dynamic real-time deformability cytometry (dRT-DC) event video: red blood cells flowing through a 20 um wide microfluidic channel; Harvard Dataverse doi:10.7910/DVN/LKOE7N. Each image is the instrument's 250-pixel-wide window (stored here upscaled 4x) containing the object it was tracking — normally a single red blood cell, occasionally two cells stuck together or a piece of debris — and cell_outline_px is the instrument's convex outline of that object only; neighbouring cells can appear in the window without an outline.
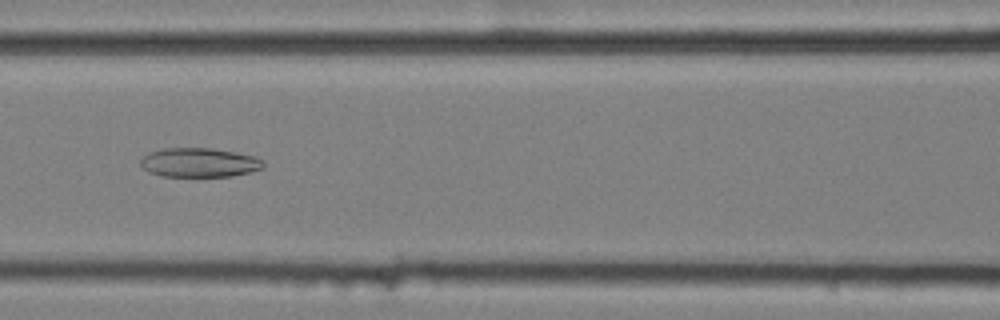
{"species": "common noctule bat (a hibernating species)", "species_latin": "Nyctalus noctula", "temperature_condition": "cold", "stored_images_in_passage": 57, "camera_frame_rate_fps": 3000, "um_per_image_px": 0.085, "animal": {"sex": "female", "body_mass_g": 25.1}, "frame": {"image": 1, "passage_image": 26, "time_ms": 8.333, "image_size_px": [1000, 320], "cell_outline_px": [[264, 168], [232, 176], [164, 176], [148, 172], [140, 164], [140, 160], [148, 152], [164, 148], [212, 148], [236, 152], [256, 156], [264, 160]], "centroid_in_image_um": [16.96, 13.8], "position_along_channel_um": 149.6, "area_um2": 20.98}}
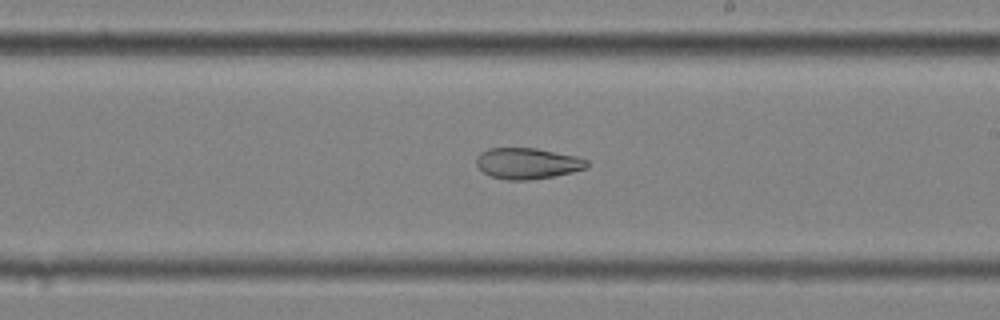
{"frame": {"image": 2, "passage_image": 34, "time_ms": 11.0, "image_size_px": [1000, 320], "cell_outline_px": [[588, 168], [572, 172], [552, 176], [528, 180], [508, 180], [492, 176], [484, 172], [476, 164], [476, 156], [480, 152], [488, 148], [536, 148], [576, 156], [588, 160]], "centroid_in_image_um": [44.83, 13.88], "position_along_channel_um": 244.2, "area_um2": 19.94}}
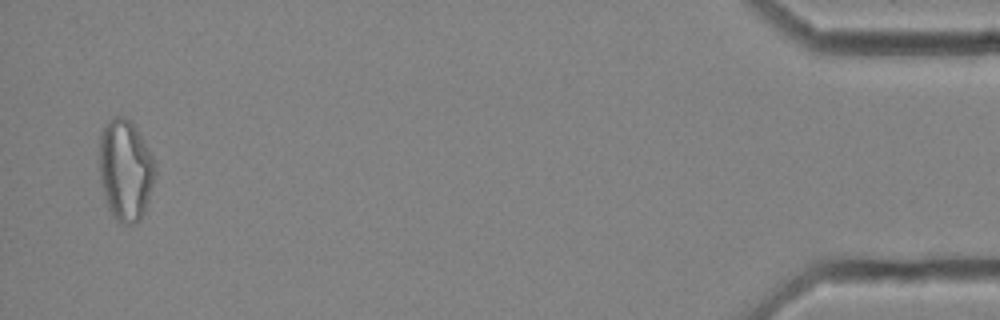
{"frame": {"image": 3, "passage_image": 56, "time_ms": 18.333, "image_size_px": [1000, 320], "cell_outline_px": [[156, 172], [148, 200], [144, 212], [140, 220], [136, 224], [120, 224], [112, 216], [108, 208], [104, 196], [100, 180], [100, 132], [108, 120], [112, 116], [124, 116], [132, 120], [152, 156], [156, 164]], "centroid_in_image_um": [10.66, 14.45], "position_along_channel_um": 424.5, "area_um2": 33.23}, "authors_computed_cell_mechanics": {"area_um2": 28.0908, "velocity_mm_per_s": 3.5519, "shape_relaxation_time_tau1_ms": null, "shape_relaxation_time_tau2_ms": 5.8046, "deformation_change_tau1": null, "deformation_change_tau2": 0.1316}}